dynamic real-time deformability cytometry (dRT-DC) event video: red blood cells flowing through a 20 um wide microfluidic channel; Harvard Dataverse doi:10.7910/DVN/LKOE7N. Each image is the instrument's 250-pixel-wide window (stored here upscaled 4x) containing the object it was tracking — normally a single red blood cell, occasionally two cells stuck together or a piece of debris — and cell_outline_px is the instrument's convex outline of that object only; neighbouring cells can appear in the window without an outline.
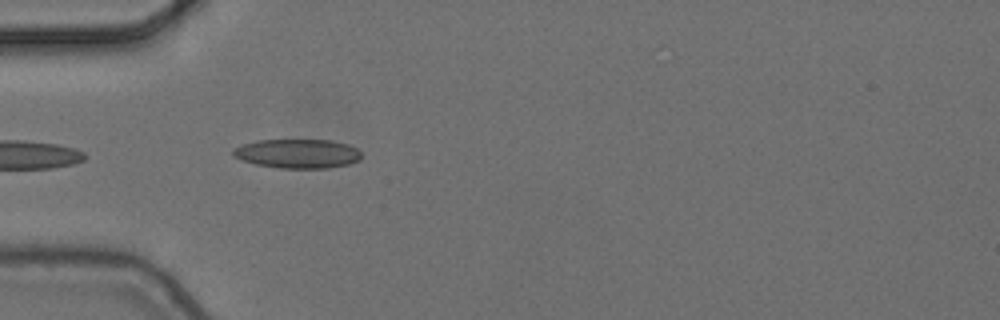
{"species": "common noctule bat (a hibernating species)", "species_latin": "Nyctalus noctula", "temperature_condition": "cold", "stored_images_in_passage": 8, "camera_frame_rate_fps": 3000, "um_per_image_px": 0.085, "animal": {"sex": "female", "body_mass_g": 24.6, "forearm_length_mm": 56.2}, "frame": {"image": 1, "passage_image": 3, "time_ms": 0.667, "image_size_px": [1000, 320], "cell_outline_px": [[360, 160], [348, 164], [328, 168], [280, 168], [256, 164], [232, 156], [232, 148], [256, 140], [332, 140], [348, 144], [356, 148], [360, 152]], "centroid_in_image_um": [25.29, 13.05], "position_along_channel_um": 59.7, "area_um2": 21.79}}
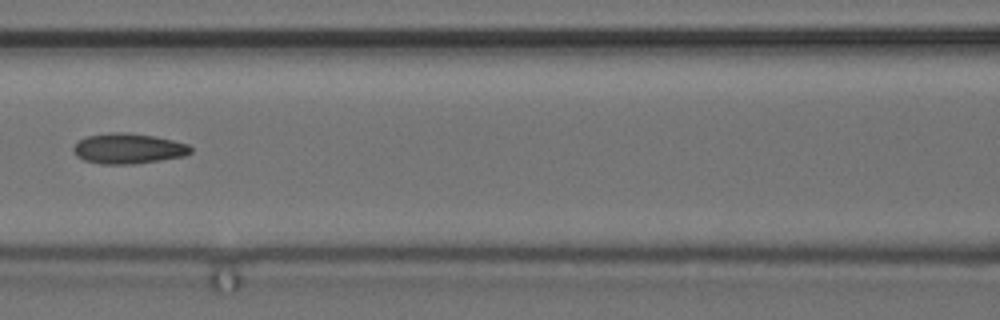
{"frame": {"image": 2, "passage_image": 5, "time_ms": 1.333, "image_size_px": [1000, 320], "cell_outline_px": [[192, 152], [184, 156], [160, 160], [132, 164], [100, 164], [84, 160], [76, 156], [72, 148], [80, 140], [88, 136], [112, 132], [124, 132], [156, 136], [188, 144], [192, 148]], "centroid_in_image_um": [10.91, 12.63], "position_along_channel_um": 155.7, "area_um2": 20.69}}
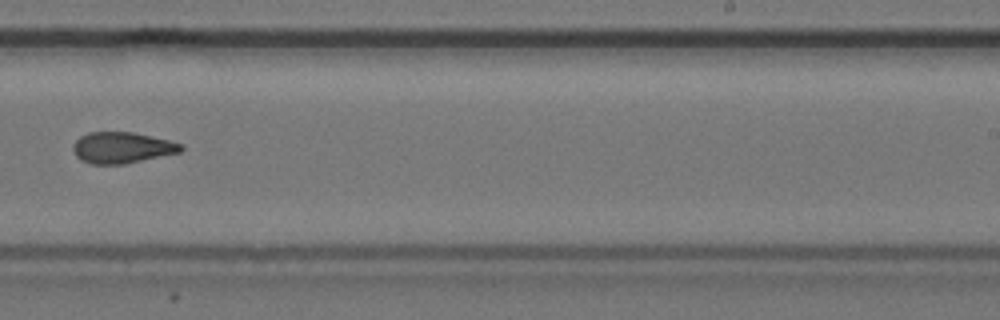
{"frame": {"image": 3, "passage_image": 8, "time_ms": 2.333, "image_size_px": [1000, 320], "cell_outline_px": [[184, 148], [180, 152], [124, 164], [92, 164], [80, 160], [76, 156], [72, 148], [72, 144], [80, 136], [88, 132], [132, 132], [168, 140], [184, 144]], "centroid_in_image_um": [10.35, 12.55], "position_along_channel_um": 278.7, "area_um2": 19.59}}